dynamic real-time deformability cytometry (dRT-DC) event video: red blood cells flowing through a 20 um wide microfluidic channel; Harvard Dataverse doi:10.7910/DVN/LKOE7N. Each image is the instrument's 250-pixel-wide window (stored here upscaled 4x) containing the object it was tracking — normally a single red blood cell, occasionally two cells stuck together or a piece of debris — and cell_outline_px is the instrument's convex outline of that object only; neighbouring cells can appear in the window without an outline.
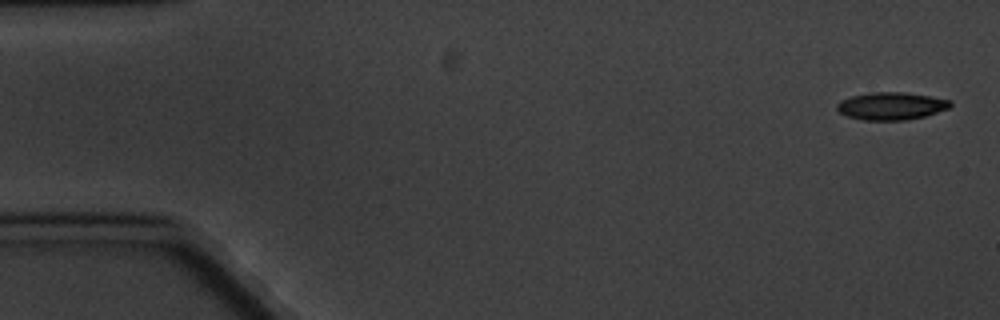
{"species": "common noctule bat (a hibernating species)", "species_latin": "Nyctalus noctula", "temperature_condition": "cold", "stored_images_in_passage": 4, "camera_frame_rate_fps": 3000, "um_per_image_px": 0.085, "animal": {"sex": "male", "body_mass_g": 20.1, "forearm_length_mm": 53.5}, "frame": {"image": 1, "passage_image": 1, "time_ms": 0.0, "image_size_px": [1000, 320], "cell_outline_px": [[952, 104], [948, 108], [924, 116], [904, 120], [864, 120], [848, 116], [840, 112], [836, 108], [836, 104], [840, 100], [852, 96], [868, 92], [904, 92], [952, 100]], "centroid_in_image_um": [75.73, 9.0], "position_along_channel_um": 9.3, "area_um2": 18.09}}